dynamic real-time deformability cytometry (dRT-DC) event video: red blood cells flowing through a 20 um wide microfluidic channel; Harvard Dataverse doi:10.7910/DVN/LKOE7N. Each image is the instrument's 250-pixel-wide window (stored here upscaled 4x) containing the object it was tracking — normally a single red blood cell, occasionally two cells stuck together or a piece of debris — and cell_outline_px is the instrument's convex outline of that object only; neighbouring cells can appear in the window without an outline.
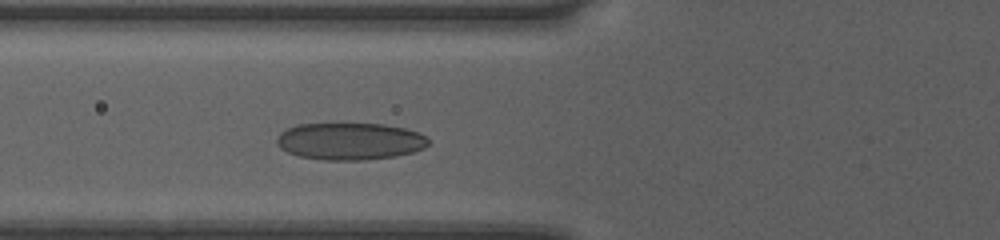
{"species": "human", "species_latin": "Homo sapiens", "temperature_condition": "room temperature", "stored_images_in_passage": 30, "camera_frame_rate_fps": 3000, "um_per_image_px": 0.085, "donor": {"sex": "female"}, "frame": {"image": 1, "passage_image": 3, "time_ms": 0.667, "image_size_px": [1000, 240], "cell_outline_px": [[428, 144], [424, 148], [412, 152], [396, 156], [364, 160], [324, 160], [300, 156], [288, 152], [280, 148], [276, 144], [276, 136], [280, 132], [296, 124], [384, 124], [404, 128], [420, 132], [428, 140]], "centroid_in_image_um": [29.72, 12.01], "position_along_channel_um": 96.1, "area_um2": 32.83}}
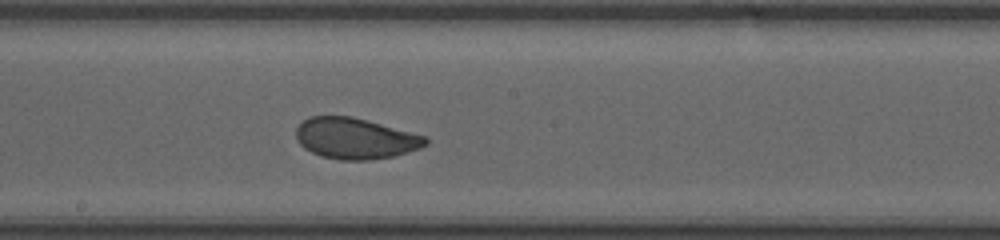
{"frame": {"image": 2, "passage_image": 12, "time_ms": 3.667, "image_size_px": [1000, 240], "cell_outline_px": [[428, 144], [420, 148], [408, 152], [392, 156], [368, 160], [340, 160], [320, 156], [304, 148], [296, 140], [296, 128], [308, 116], [352, 116], [424, 136], [428, 140]], "centroid_in_image_um": [30.16, 11.77], "position_along_channel_um": 218.0, "area_um2": 30.75}}
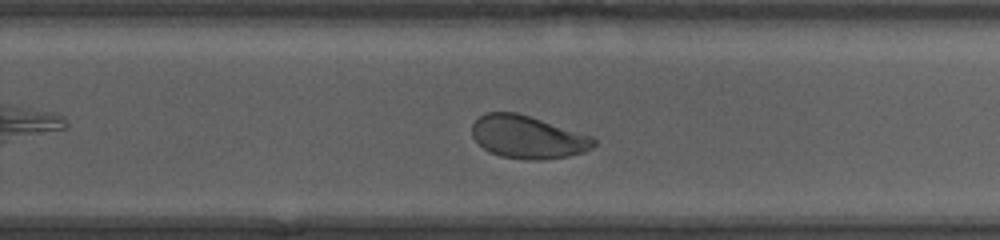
{"frame": {"image": 3, "passage_image": 17, "time_ms": 5.333, "image_size_px": [1000, 240], "cell_outline_px": [[596, 144], [592, 148], [584, 152], [568, 156], [544, 160], [524, 160], [500, 156], [484, 148], [472, 136], [472, 124], [480, 116], [488, 112], [516, 112], [592, 136], [596, 140]], "centroid_in_image_um": [44.87, 11.66], "position_along_channel_um": 284.9, "area_um2": 30.23}, "authors_computed_cell_mechanics": {"area_um2": 31.8478, "velocity_mm_per_s": 4.0488, "shape_relaxation_time_tau1_ms": 2.9714, "shape_relaxation_time_tau2_ms": 0.94, "deformation_change_tau1": 0.1157, "deformation_change_tau2": 0.0657}}